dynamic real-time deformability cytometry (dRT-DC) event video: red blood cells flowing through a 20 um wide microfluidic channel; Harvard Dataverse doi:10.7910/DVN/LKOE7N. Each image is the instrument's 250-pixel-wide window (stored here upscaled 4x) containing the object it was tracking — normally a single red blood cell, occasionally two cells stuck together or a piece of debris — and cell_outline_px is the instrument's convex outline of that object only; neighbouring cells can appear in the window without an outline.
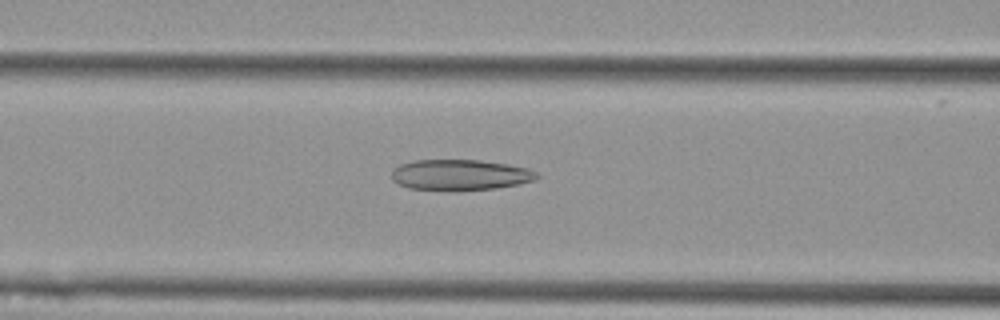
{"species": "Egyptian fruit bat (a non-hibernating species)", "species_latin": "Rousettus aegyptiacus", "temperature_condition": "cold", "stored_images_in_passage": 35, "camera_frame_rate_fps": 3000, "um_per_image_px": 0.085, "animal": {"sex": "female"}, "frame": {"image": 1, "passage_image": 6, "time_ms": 1.667, "image_size_px": [1000, 320], "cell_outline_px": [[540, 176], [536, 180], [496, 188], [408, 188], [396, 184], [392, 180], [392, 168], [400, 164], [412, 160], [480, 160], [508, 164], [528, 168], [536, 172]], "centroid_in_image_um": [39.09, 14.82], "position_along_channel_um": 127.5, "area_um2": 25.37}}
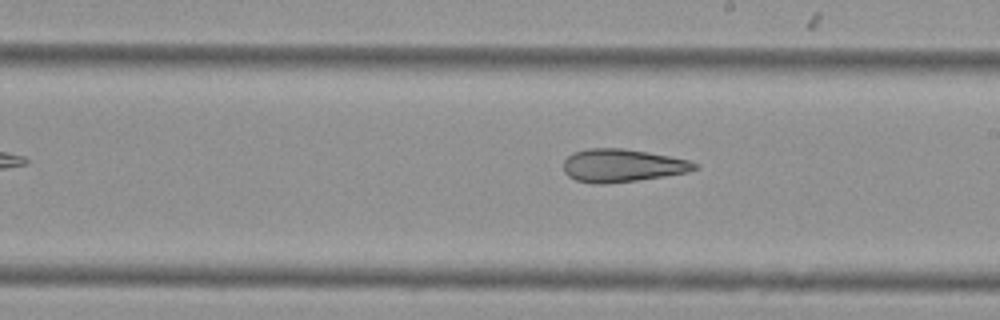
{"frame": {"image": 2, "passage_image": 15, "time_ms": 4.667, "image_size_px": [1000, 320], "cell_outline_px": [[700, 168], [688, 172], [664, 176], [636, 180], [604, 184], [592, 184], [576, 180], [568, 176], [564, 172], [564, 160], [572, 152], [588, 148], [624, 148], [648, 152], [688, 160], [700, 164]], "centroid_in_image_um": [52.88, 14.06], "position_along_channel_um": 236.1, "area_um2": 25.32}}
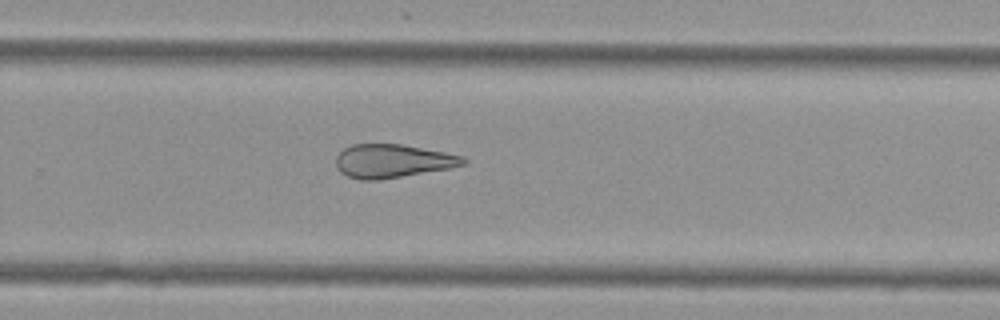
{"frame": {"image": 3, "passage_image": 20, "time_ms": 6.333, "image_size_px": [1000, 320], "cell_outline_px": [[468, 160], [464, 164], [452, 168], [380, 180], [360, 180], [348, 176], [340, 172], [336, 164], [336, 156], [344, 148], [352, 144], [400, 144], [444, 152], [464, 156]], "centroid_in_image_um": [33.37, 13.69], "position_along_channel_um": 296.4, "area_um2": 24.91}, "authors_computed_cell_mechanics": {"area_um2": 25.6054, "velocity_mm_per_s": 3.6347, "shape_relaxation_time_tau1_ms": null, "shape_relaxation_time_tau2_ms": 4.2657, "deformation_change_tau1": null, "deformation_change_tau2": 0.1529}}